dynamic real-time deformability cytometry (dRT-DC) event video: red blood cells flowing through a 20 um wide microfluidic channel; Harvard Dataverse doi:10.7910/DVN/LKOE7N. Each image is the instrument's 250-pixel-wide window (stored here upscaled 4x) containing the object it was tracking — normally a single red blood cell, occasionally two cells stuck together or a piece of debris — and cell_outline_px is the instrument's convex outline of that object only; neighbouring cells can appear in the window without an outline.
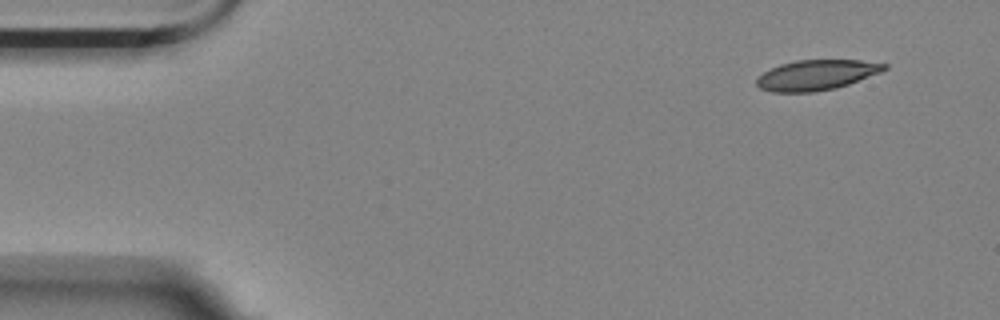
{"species": "Egyptian fruit bat (a non-hibernating species)", "species_latin": "Rousettus aegyptiacus", "temperature_condition": "room temperature", "stored_images_in_passage": 5, "camera_frame_rate_fps": 3000, "um_per_image_px": 0.085, "animal": {"sex": "female"}, "frame": {"image": 1, "passage_image": 1, "time_ms": 0.0, "image_size_px": [1000, 320], "cell_outline_px": [[888, 68], [880, 72], [848, 84], [836, 88], [816, 92], [772, 92], [760, 88], [756, 84], [756, 80], [764, 72], [780, 64], [796, 60], [860, 60], [888, 64]], "centroid_in_image_um": [69.4, 6.37], "position_along_channel_um": 15.6, "area_um2": 22.37}}
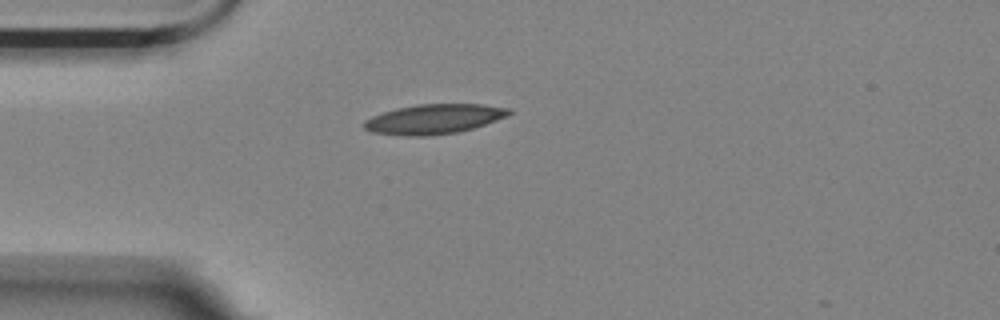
{"frame": {"image": 2, "passage_image": 4, "time_ms": 3.333, "image_size_px": [1000, 320], "cell_outline_px": [[512, 112], [508, 116], [460, 132], [428, 136], [404, 136], [372, 132], [364, 128], [364, 120], [372, 116], [396, 108], [416, 104], [484, 104], [512, 108]], "centroid_in_image_um": [36.91, 10.11], "position_along_channel_um": 48.1, "area_um2": 25.26}}